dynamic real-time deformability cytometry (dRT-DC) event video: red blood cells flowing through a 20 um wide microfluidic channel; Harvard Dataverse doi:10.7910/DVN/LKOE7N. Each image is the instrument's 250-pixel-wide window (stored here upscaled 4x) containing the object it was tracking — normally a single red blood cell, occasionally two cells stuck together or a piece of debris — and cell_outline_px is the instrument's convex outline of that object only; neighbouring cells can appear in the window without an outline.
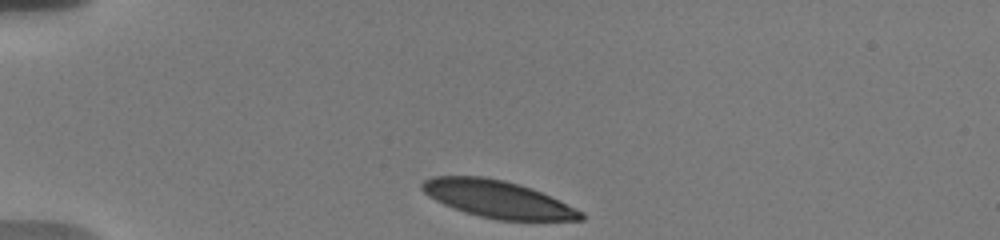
{"species": "human", "species_latin": "Homo sapiens", "temperature_condition": "warm", "stored_images_in_passage": 38, "camera_frame_rate_fps": 3000, "um_per_image_px": 0.085, "donor": {"sex": "male"}, "frame": {"image": 1, "passage_image": 1, "time_ms": 0.0, "image_size_px": [1000, 240], "cell_outline_px": [[584, 220], [500, 220], [480, 216], [444, 204], [428, 196], [420, 188], [420, 184], [424, 180], [432, 176], [480, 176], [504, 180], [520, 184], [532, 188], [584, 212]], "centroid_in_image_um": [42.3, 16.91], "position_along_channel_um": 42.7, "area_um2": 34.1}}
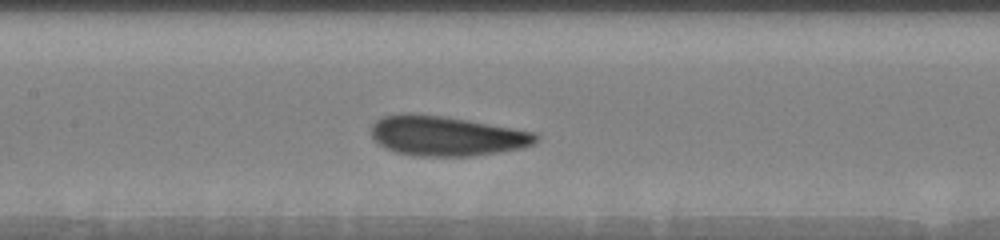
{"frame": {"image": 2, "passage_image": 15, "time_ms": 4.667, "image_size_px": [1000, 240], "cell_outline_px": [[540, 136], [532, 144], [524, 148], [500, 152], [472, 156], [412, 156], [396, 152], [384, 148], [372, 136], [372, 124], [376, 120], [384, 116], [400, 112], [412, 112], [444, 116], [468, 120], [512, 128], [532, 132]], "centroid_in_image_um": [37.91, 11.55], "position_along_channel_um": 169.5, "area_um2": 38.44}}
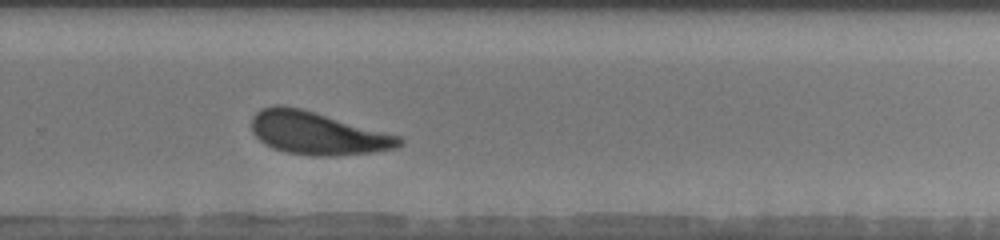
{"frame": {"image": 3, "passage_image": 26, "time_ms": 8.333, "image_size_px": [1000, 240], "cell_outline_px": [[404, 144], [396, 148], [372, 152], [332, 156], [316, 156], [288, 152], [272, 148], [264, 144], [252, 132], [252, 116], [260, 108], [272, 104], [284, 104], [300, 108], [400, 136], [404, 140]], "centroid_in_image_um": [26.95, 11.31], "position_along_channel_um": 302.8, "area_um2": 36.82}, "authors_computed_cell_mechanics": {"area_um2": 37.2521, "velocity_mm_per_s": 3.6527, "shape_relaxation_time_tau1_ms": 2.8899, "shape_relaxation_time_tau2_ms": 2.5286, "deformation_change_tau1": 0.1185, "deformation_change_tau2": 0.104}}